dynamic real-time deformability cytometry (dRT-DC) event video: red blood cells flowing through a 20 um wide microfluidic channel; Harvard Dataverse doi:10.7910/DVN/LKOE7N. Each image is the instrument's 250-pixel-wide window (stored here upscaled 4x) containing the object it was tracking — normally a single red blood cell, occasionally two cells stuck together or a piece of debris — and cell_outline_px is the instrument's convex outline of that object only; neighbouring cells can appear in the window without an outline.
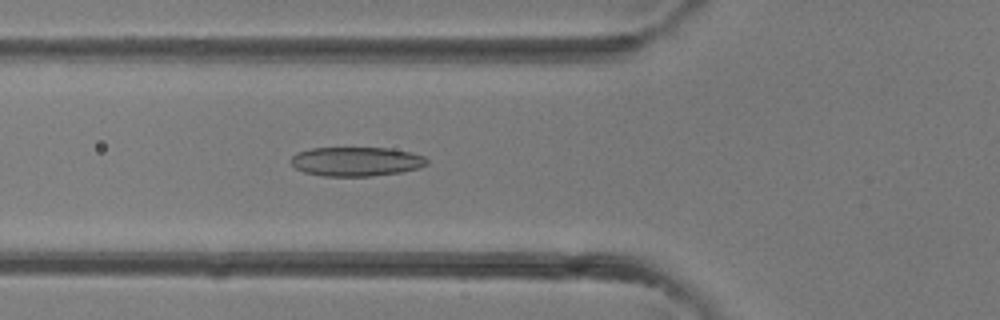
{"species": "common noctule bat (a hibernating species)", "species_latin": "Nyctalus noctula", "temperature_condition": "room temperature", "stored_images_in_passage": 39, "camera_frame_rate_fps": 3000, "um_per_image_px": 0.085, "animal": {"sex": "female"}, "frame": {"image": 1, "passage_image": 14, "time_ms": 4.333, "image_size_px": [1000, 320], "cell_outline_px": [[428, 164], [420, 168], [400, 172], [372, 176], [324, 176], [304, 172], [296, 168], [288, 160], [296, 152], [312, 148], [392, 148], [412, 152], [424, 156], [428, 160]], "centroid_in_image_um": [30.29, 13.72], "position_along_channel_um": 95.5, "area_um2": 23.35}}
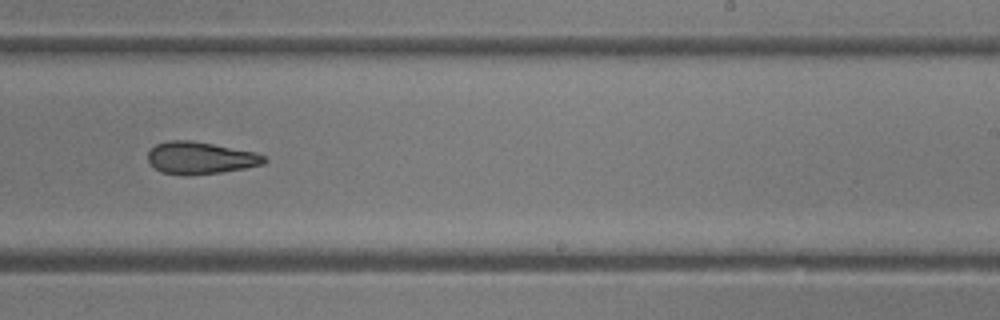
{"frame": {"image": 2, "passage_image": 24, "time_ms": 7.667, "image_size_px": [1000, 320], "cell_outline_px": [[268, 160], [264, 164], [244, 168], [220, 172], [188, 176], [160, 172], [148, 160], [148, 152], [156, 144], [168, 140], [192, 140], [256, 152], [264, 156]], "centroid_in_image_um": [17.03, 13.42], "position_along_channel_um": 272.0, "area_um2": 21.85}}
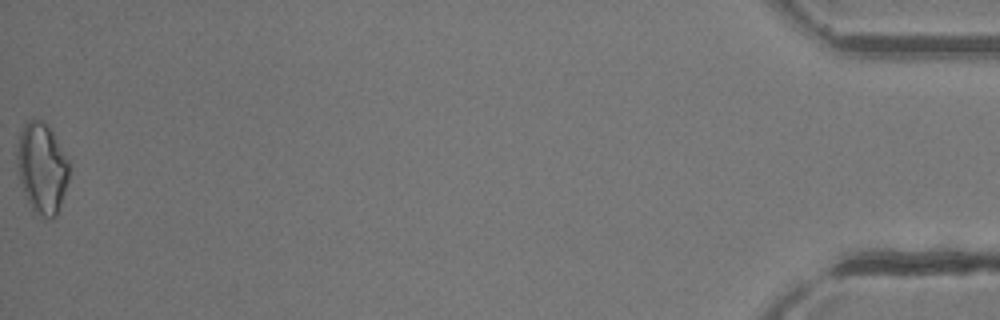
{"frame": {"image": 3, "passage_image": 39, "time_ms": 12.667, "image_size_px": [1000, 320], "cell_outline_px": [[68, 180], [56, 216], [48, 220], [44, 220], [32, 216], [16, 168], [16, 148], [20, 132], [24, 124], [32, 116], [44, 120], [48, 124], [68, 160]], "centroid_in_image_um": [3.52, 14.31], "position_along_channel_um": 431.7, "area_um2": 28.26}}